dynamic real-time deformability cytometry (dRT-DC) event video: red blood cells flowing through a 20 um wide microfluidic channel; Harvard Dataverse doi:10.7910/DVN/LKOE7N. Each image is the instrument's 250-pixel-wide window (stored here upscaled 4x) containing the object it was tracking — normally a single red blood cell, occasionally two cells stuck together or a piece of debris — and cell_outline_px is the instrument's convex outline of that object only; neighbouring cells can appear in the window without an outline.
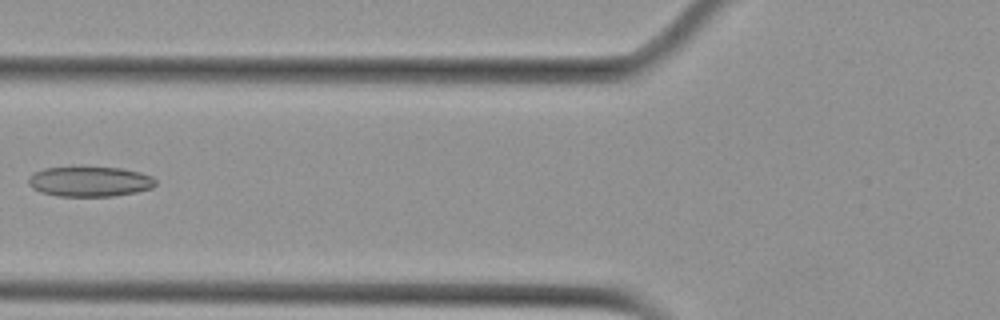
{"species": "Egyptian fruit bat (a non-hibernating species)", "species_latin": "Rousettus aegyptiacus", "temperature_condition": "cold", "stored_images_in_passage": 3, "camera_frame_rate_fps": 3000, "um_per_image_px": 0.085, "animal": {"sex": "female"}, "frame": {"image": 1, "passage_image": 3, "time_ms": 2.333, "image_size_px": [1000, 320], "cell_outline_px": [[156, 184], [152, 188], [136, 192], [112, 196], [60, 196], [40, 192], [32, 188], [28, 184], [28, 180], [36, 172], [44, 168], [120, 168], [140, 172], [152, 176], [156, 180]], "centroid_in_image_um": [7.66, 15.44], "position_along_channel_um": 118.1, "area_um2": 21.96}}